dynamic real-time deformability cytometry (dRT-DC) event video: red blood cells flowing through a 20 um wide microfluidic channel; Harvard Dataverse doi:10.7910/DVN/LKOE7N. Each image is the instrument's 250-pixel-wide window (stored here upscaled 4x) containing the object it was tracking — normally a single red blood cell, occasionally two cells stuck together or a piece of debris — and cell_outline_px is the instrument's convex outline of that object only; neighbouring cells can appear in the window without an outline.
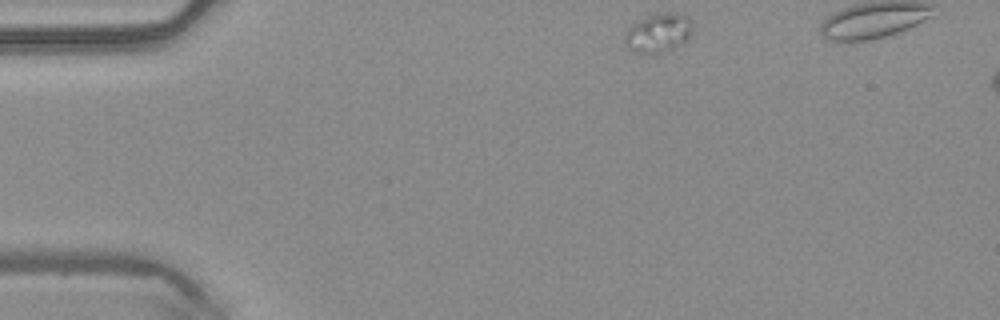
{"species": "common noctule bat (a hibernating species)", "species_latin": "Nyctalus noctula", "temperature_condition": "warm", "stored_images_in_passage": 37, "segment_of_instrument_passage": [1, 2], "camera_frame_rate_fps": 3000, "um_per_image_px": 0.085, "animal": {"sex": "male", "body_mass_g": 20.4}, "frame": {"image": 1, "passage_image": 1, "time_ms": 0.0, "image_size_px": [1000, 320], "cell_outline_px": [[692, 28], [688, 40], [672, 48], [656, 52], [632, 52], [624, 44], [624, 36], [628, 28], [632, 24], [656, 12], [676, 12], [688, 16], [692, 24]], "centroid_in_image_um": [55.95, 2.75], "position_along_channel_um": 29.1, "area_um2": 15.32}}
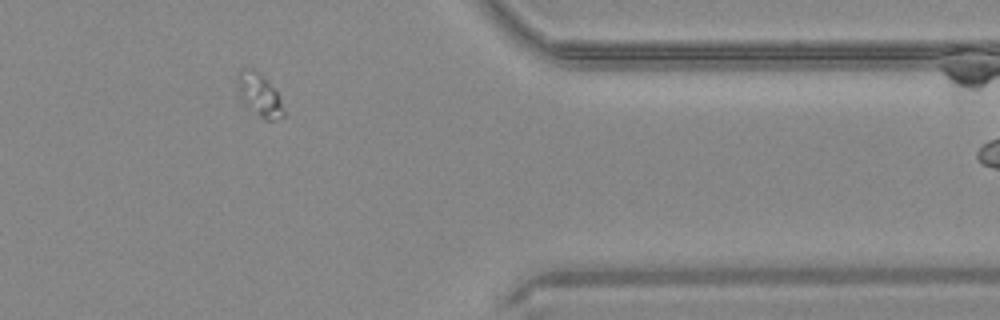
{"frame": {"image": 2, "passage_image": 34, "time_ms": 11.0, "image_size_px": [1000, 320], "cell_outline_px": [[284, 116], [276, 120], [264, 120], [244, 104], [240, 96], [236, 80], [236, 76], [244, 68], [252, 68], [276, 92], [280, 100], [284, 112]], "centroid_in_image_um": [22.01, 8.11], "position_along_channel_um": 389.4, "area_um2": 11.04}}